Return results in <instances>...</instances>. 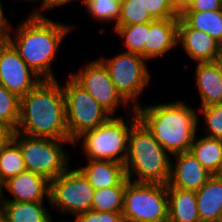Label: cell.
<instances>
[{"mask_svg":"<svg viewBox=\"0 0 222 222\" xmlns=\"http://www.w3.org/2000/svg\"><path fill=\"white\" fill-rule=\"evenodd\" d=\"M16 26L9 25L7 41L43 80H56L52 63L64 37L73 27L37 13L28 14ZM13 30L16 34L11 35Z\"/></svg>","mask_w":222,"mask_h":222,"instance_id":"6da1fadb","label":"cell"},{"mask_svg":"<svg viewBox=\"0 0 222 222\" xmlns=\"http://www.w3.org/2000/svg\"><path fill=\"white\" fill-rule=\"evenodd\" d=\"M16 133L30 137L70 140L66 125L63 87L56 80H42L21 98Z\"/></svg>","mask_w":222,"mask_h":222,"instance_id":"7a4b0ae2","label":"cell"},{"mask_svg":"<svg viewBox=\"0 0 222 222\" xmlns=\"http://www.w3.org/2000/svg\"><path fill=\"white\" fill-rule=\"evenodd\" d=\"M135 110L138 119L171 156L189 152L199 128L197 110L181 100L139 106Z\"/></svg>","mask_w":222,"mask_h":222,"instance_id":"3957f363","label":"cell"},{"mask_svg":"<svg viewBox=\"0 0 222 222\" xmlns=\"http://www.w3.org/2000/svg\"><path fill=\"white\" fill-rule=\"evenodd\" d=\"M171 159V155L140 120L131 127L124 163L128 180L167 185L171 175Z\"/></svg>","mask_w":222,"mask_h":222,"instance_id":"277c9868","label":"cell"},{"mask_svg":"<svg viewBox=\"0 0 222 222\" xmlns=\"http://www.w3.org/2000/svg\"><path fill=\"white\" fill-rule=\"evenodd\" d=\"M128 117L111 116L106 122L78 137L72 146L80 143L83 156L88 160L116 161L124 165L128 153V136L131 127L139 120L136 110ZM85 154V155H84Z\"/></svg>","mask_w":222,"mask_h":222,"instance_id":"5b68a950","label":"cell"},{"mask_svg":"<svg viewBox=\"0 0 222 222\" xmlns=\"http://www.w3.org/2000/svg\"><path fill=\"white\" fill-rule=\"evenodd\" d=\"M19 145L26 171L42 175L49 181L63 174L70 166V155L63 147L72 144L70 140L30 137L20 133H10Z\"/></svg>","mask_w":222,"mask_h":222,"instance_id":"8992f818","label":"cell"},{"mask_svg":"<svg viewBox=\"0 0 222 222\" xmlns=\"http://www.w3.org/2000/svg\"><path fill=\"white\" fill-rule=\"evenodd\" d=\"M108 69L117 92L133 109L141 105L139 97L151 81L149 66L142 55L121 52L114 57L99 59Z\"/></svg>","mask_w":222,"mask_h":222,"instance_id":"52a82bcc","label":"cell"},{"mask_svg":"<svg viewBox=\"0 0 222 222\" xmlns=\"http://www.w3.org/2000/svg\"><path fill=\"white\" fill-rule=\"evenodd\" d=\"M122 215L124 222H168L167 185L127 180Z\"/></svg>","mask_w":222,"mask_h":222,"instance_id":"ba28073f","label":"cell"},{"mask_svg":"<svg viewBox=\"0 0 222 222\" xmlns=\"http://www.w3.org/2000/svg\"><path fill=\"white\" fill-rule=\"evenodd\" d=\"M63 85L66 125L70 141L106 122L111 115L70 75Z\"/></svg>","mask_w":222,"mask_h":222,"instance_id":"9c48e42d","label":"cell"},{"mask_svg":"<svg viewBox=\"0 0 222 222\" xmlns=\"http://www.w3.org/2000/svg\"><path fill=\"white\" fill-rule=\"evenodd\" d=\"M95 189L78 169H67L50 181V205L56 211L68 213L74 218L92 210Z\"/></svg>","mask_w":222,"mask_h":222,"instance_id":"30bf717a","label":"cell"},{"mask_svg":"<svg viewBox=\"0 0 222 222\" xmlns=\"http://www.w3.org/2000/svg\"><path fill=\"white\" fill-rule=\"evenodd\" d=\"M68 75L87 90L111 116L115 115L119 106L126 109V114L134 110L117 92L108 69L99 59L84 64L75 74L70 72Z\"/></svg>","mask_w":222,"mask_h":222,"instance_id":"8fae6325","label":"cell"},{"mask_svg":"<svg viewBox=\"0 0 222 222\" xmlns=\"http://www.w3.org/2000/svg\"><path fill=\"white\" fill-rule=\"evenodd\" d=\"M43 79L30 69L8 42L0 43V84L20 99Z\"/></svg>","mask_w":222,"mask_h":222,"instance_id":"7c38bea8","label":"cell"},{"mask_svg":"<svg viewBox=\"0 0 222 222\" xmlns=\"http://www.w3.org/2000/svg\"><path fill=\"white\" fill-rule=\"evenodd\" d=\"M8 191L13 198H5L3 191ZM50 202V181L30 171H24L11 177L0 186V201Z\"/></svg>","mask_w":222,"mask_h":222,"instance_id":"4fadbf2b","label":"cell"},{"mask_svg":"<svg viewBox=\"0 0 222 222\" xmlns=\"http://www.w3.org/2000/svg\"><path fill=\"white\" fill-rule=\"evenodd\" d=\"M171 158L168 184L173 188L197 192L213 176L190 152L177 153Z\"/></svg>","mask_w":222,"mask_h":222,"instance_id":"5bb4252c","label":"cell"},{"mask_svg":"<svg viewBox=\"0 0 222 222\" xmlns=\"http://www.w3.org/2000/svg\"><path fill=\"white\" fill-rule=\"evenodd\" d=\"M177 45L195 61L213 62L222 52V44L203 31L191 28L180 16L178 23Z\"/></svg>","mask_w":222,"mask_h":222,"instance_id":"9a60e30c","label":"cell"},{"mask_svg":"<svg viewBox=\"0 0 222 222\" xmlns=\"http://www.w3.org/2000/svg\"><path fill=\"white\" fill-rule=\"evenodd\" d=\"M179 18L153 20L149 22L144 59L151 60L166 55L177 45Z\"/></svg>","mask_w":222,"mask_h":222,"instance_id":"2e32d148","label":"cell"},{"mask_svg":"<svg viewBox=\"0 0 222 222\" xmlns=\"http://www.w3.org/2000/svg\"><path fill=\"white\" fill-rule=\"evenodd\" d=\"M77 168L95 190L127 184L125 167L116 161L88 160L87 163Z\"/></svg>","mask_w":222,"mask_h":222,"instance_id":"e0dca14e","label":"cell"},{"mask_svg":"<svg viewBox=\"0 0 222 222\" xmlns=\"http://www.w3.org/2000/svg\"><path fill=\"white\" fill-rule=\"evenodd\" d=\"M194 79L201 107L222 104V78L215 62L196 63Z\"/></svg>","mask_w":222,"mask_h":222,"instance_id":"ac0fdd59","label":"cell"},{"mask_svg":"<svg viewBox=\"0 0 222 222\" xmlns=\"http://www.w3.org/2000/svg\"><path fill=\"white\" fill-rule=\"evenodd\" d=\"M196 196L200 221L218 222L222 214V177L213 175Z\"/></svg>","mask_w":222,"mask_h":222,"instance_id":"d6986e66","label":"cell"},{"mask_svg":"<svg viewBox=\"0 0 222 222\" xmlns=\"http://www.w3.org/2000/svg\"><path fill=\"white\" fill-rule=\"evenodd\" d=\"M168 222H201L194 191H185L167 184Z\"/></svg>","mask_w":222,"mask_h":222,"instance_id":"ffe728a7","label":"cell"},{"mask_svg":"<svg viewBox=\"0 0 222 222\" xmlns=\"http://www.w3.org/2000/svg\"><path fill=\"white\" fill-rule=\"evenodd\" d=\"M0 214L7 222H53L44 202L0 201Z\"/></svg>","mask_w":222,"mask_h":222,"instance_id":"44dd1931","label":"cell"},{"mask_svg":"<svg viewBox=\"0 0 222 222\" xmlns=\"http://www.w3.org/2000/svg\"><path fill=\"white\" fill-rule=\"evenodd\" d=\"M198 133L190 147L189 152L213 175L219 171L222 161V140L202 136L198 138Z\"/></svg>","mask_w":222,"mask_h":222,"instance_id":"7402d4cb","label":"cell"},{"mask_svg":"<svg viewBox=\"0 0 222 222\" xmlns=\"http://www.w3.org/2000/svg\"><path fill=\"white\" fill-rule=\"evenodd\" d=\"M179 16L191 27L205 32L222 44V9L182 11Z\"/></svg>","mask_w":222,"mask_h":222,"instance_id":"603a6c76","label":"cell"},{"mask_svg":"<svg viewBox=\"0 0 222 222\" xmlns=\"http://www.w3.org/2000/svg\"><path fill=\"white\" fill-rule=\"evenodd\" d=\"M26 171L19 145L9 136L0 147V186L9 178Z\"/></svg>","mask_w":222,"mask_h":222,"instance_id":"cb8c5ba5","label":"cell"},{"mask_svg":"<svg viewBox=\"0 0 222 222\" xmlns=\"http://www.w3.org/2000/svg\"><path fill=\"white\" fill-rule=\"evenodd\" d=\"M113 31L123 39L127 53H135L144 57V45L147 42L149 22L142 24H130L127 26L113 27Z\"/></svg>","mask_w":222,"mask_h":222,"instance_id":"d4e9b609","label":"cell"},{"mask_svg":"<svg viewBox=\"0 0 222 222\" xmlns=\"http://www.w3.org/2000/svg\"><path fill=\"white\" fill-rule=\"evenodd\" d=\"M21 99L0 84V125L15 132L20 120Z\"/></svg>","mask_w":222,"mask_h":222,"instance_id":"484cf974","label":"cell"},{"mask_svg":"<svg viewBox=\"0 0 222 222\" xmlns=\"http://www.w3.org/2000/svg\"><path fill=\"white\" fill-rule=\"evenodd\" d=\"M126 185H116L96 189L92 201V210L97 212H122Z\"/></svg>","mask_w":222,"mask_h":222,"instance_id":"4316f807","label":"cell"},{"mask_svg":"<svg viewBox=\"0 0 222 222\" xmlns=\"http://www.w3.org/2000/svg\"><path fill=\"white\" fill-rule=\"evenodd\" d=\"M83 6L91 18L97 22H112L115 27L120 17L121 0H86Z\"/></svg>","mask_w":222,"mask_h":222,"instance_id":"83f0119b","label":"cell"},{"mask_svg":"<svg viewBox=\"0 0 222 222\" xmlns=\"http://www.w3.org/2000/svg\"><path fill=\"white\" fill-rule=\"evenodd\" d=\"M142 0H121L120 17L115 27L152 22Z\"/></svg>","mask_w":222,"mask_h":222,"instance_id":"f1b7e54d","label":"cell"},{"mask_svg":"<svg viewBox=\"0 0 222 222\" xmlns=\"http://www.w3.org/2000/svg\"><path fill=\"white\" fill-rule=\"evenodd\" d=\"M198 116L203 115L205 136L222 140V104L200 107Z\"/></svg>","mask_w":222,"mask_h":222,"instance_id":"f546056e","label":"cell"},{"mask_svg":"<svg viewBox=\"0 0 222 222\" xmlns=\"http://www.w3.org/2000/svg\"><path fill=\"white\" fill-rule=\"evenodd\" d=\"M142 3L153 20L179 18L177 9L169 0H142Z\"/></svg>","mask_w":222,"mask_h":222,"instance_id":"4dcf8cb0","label":"cell"},{"mask_svg":"<svg viewBox=\"0 0 222 222\" xmlns=\"http://www.w3.org/2000/svg\"><path fill=\"white\" fill-rule=\"evenodd\" d=\"M60 222H67L61 220ZM72 222H124L122 212L86 211L77 215Z\"/></svg>","mask_w":222,"mask_h":222,"instance_id":"1f68e13d","label":"cell"},{"mask_svg":"<svg viewBox=\"0 0 222 222\" xmlns=\"http://www.w3.org/2000/svg\"><path fill=\"white\" fill-rule=\"evenodd\" d=\"M222 9V0H195L183 11H215Z\"/></svg>","mask_w":222,"mask_h":222,"instance_id":"d6a6232c","label":"cell"},{"mask_svg":"<svg viewBox=\"0 0 222 222\" xmlns=\"http://www.w3.org/2000/svg\"><path fill=\"white\" fill-rule=\"evenodd\" d=\"M9 25L10 23L7 22V19L4 15L3 5L0 0V43L7 41Z\"/></svg>","mask_w":222,"mask_h":222,"instance_id":"836d02e7","label":"cell"},{"mask_svg":"<svg viewBox=\"0 0 222 222\" xmlns=\"http://www.w3.org/2000/svg\"><path fill=\"white\" fill-rule=\"evenodd\" d=\"M73 1H76V0H46L45 6L42 9H39V12L37 14L44 15L43 11H46L49 9L52 10L55 7L65 5V4H67L69 2H73ZM80 1H82V4L85 5L86 0H80Z\"/></svg>","mask_w":222,"mask_h":222,"instance_id":"e575fe53","label":"cell"},{"mask_svg":"<svg viewBox=\"0 0 222 222\" xmlns=\"http://www.w3.org/2000/svg\"><path fill=\"white\" fill-rule=\"evenodd\" d=\"M10 132L0 125V147L9 138Z\"/></svg>","mask_w":222,"mask_h":222,"instance_id":"d590c367","label":"cell"},{"mask_svg":"<svg viewBox=\"0 0 222 222\" xmlns=\"http://www.w3.org/2000/svg\"><path fill=\"white\" fill-rule=\"evenodd\" d=\"M216 66L219 69L221 78H222V52L214 59Z\"/></svg>","mask_w":222,"mask_h":222,"instance_id":"8d00e7d4","label":"cell"},{"mask_svg":"<svg viewBox=\"0 0 222 222\" xmlns=\"http://www.w3.org/2000/svg\"><path fill=\"white\" fill-rule=\"evenodd\" d=\"M171 4L177 9L178 13L182 12V0H169Z\"/></svg>","mask_w":222,"mask_h":222,"instance_id":"74e56055","label":"cell"},{"mask_svg":"<svg viewBox=\"0 0 222 222\" xmlns=\"http://www.w3.org/2000/svg\"><path fill=\"white\" fill-rule=\"evenodd\" d=\"M24 1V0H23ZM27 2H32V1H37V0H26ZM41 1L42 3L40 4L41 7H38L37 9L35 8V10H33L31 13H38L39 12V8L42 9L45 4H46V0H39Z\"/></svg>","mask_w":222,"mask_h":222,"instance_id":"f35d334b","label":"cell"},{"mask_svg":"<svg viewBox=\"0 0 222 222\" xmlns=\"http://www.w3.org/2000/svg\"><path fill=\"white\" fill-rule=\"evenodd\" d=\"M195 0H182V11L186 9Z\"/></svg>","mask_w":222,"mask_h":222,"instance_id":"ab89813d","label":"cell"},{"mask_svg":"<svg viewBox=\"0 0 222 222\" xmlns=\"http://www.w3.org/2000/svg\"><path fill=\"white\" fill-rule=\"evenodd\" d=\"M216 176L222 177V161H221V164H220V167H219V171L216 174Z\"/></svg>","mask_w":222,"mask_h":222,"instance_id":"60d3db41","label":"cell"},{"mask_svg":"<svg viewBox=\"0 0 222 222\" xmlns=\"http://www.w3.org/2000/svg\"><path fill=\"white\" fill-rule=\"evenodd\" d=\"M0 222H7L1 214H0Z\"/></svg>","mask_w":222,"mask_h":222,"instance_id":"b9f144b4","label":"cell"},{"mask_svg":"<svg viewBox=\"0 0 222 222\" xmlns=\"http://www.w3.org/2000/svg\"><path fill=\"white\" fill-rule=\"evenodd\" d=\"M218 222H222V214H221Z\"/></svg>","mask_w":222,"mask_h":222,"instance_id":"7bdbcfd3","label":"cell"}]
</instances>
